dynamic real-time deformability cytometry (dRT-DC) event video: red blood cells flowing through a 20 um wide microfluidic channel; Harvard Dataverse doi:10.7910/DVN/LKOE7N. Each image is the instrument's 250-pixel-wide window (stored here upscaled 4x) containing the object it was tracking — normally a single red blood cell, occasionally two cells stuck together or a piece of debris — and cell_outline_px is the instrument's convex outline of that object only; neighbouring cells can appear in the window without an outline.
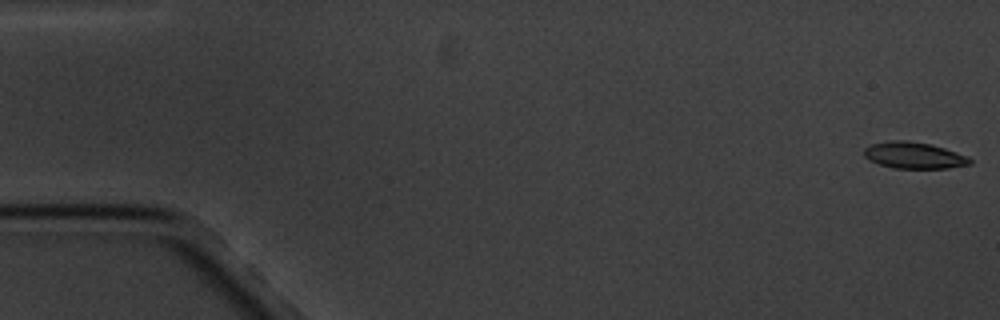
{"species": "common noctule bat (a hibernating species)", "species_latin": "Nyctalus noctula", "temperature_condition": "cold", "stored_images_in_passage": 7, "camera_frame_rate_fps": 3000, "um_per_image_px": 0.085, "animal": {"sex": "male", "body_mass_g": 20.1, "forearm_length_mm": 53.5}, "frame": {"image": 1, "passage_image": 1, "time_ms": 0.0, "image_size_px": [1000, 320], "cell_outline_px": [[972, 164], [948, 168], [892, 168], [868, 160], [864, 156], [864, 148], [872, 144], [892, 140], [904, 140], [932, 144], [968, 156], [972, 160]], "centroid_in_image_um": [77.7, 13.21], "position_along_channel_um": 7.3, "area_um2": 16.36}}
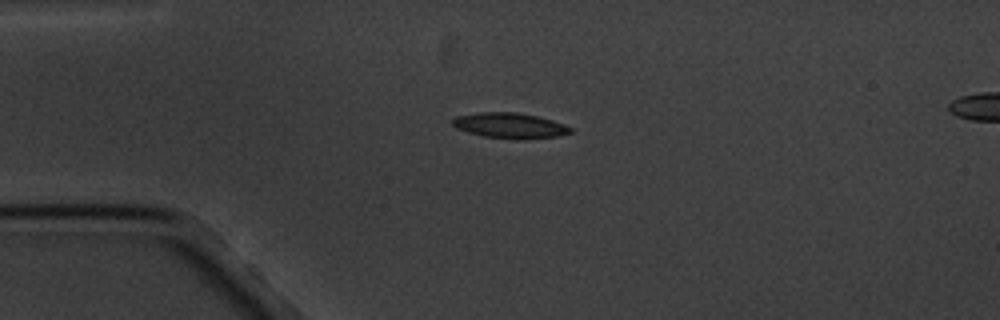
{"frame": {"image": 2, "passage_image": 5, "time_ms": 4.333, "image_size_px": [1000, 320], "cell_outline_px": [[572, 132], [556, 136], [524, 140], [516, 140], [484, 136], [468, 132], [456, 128], [452, 124], [452, 120], [456, 116], [480, 112], [516, 112], [536, 116], [552, 120], [564, 124], [572, 128]], "centroid_in_image_um": [43.34, 10.68], "position_along_channel_um": 41.7, "area_um2": 17.51}}
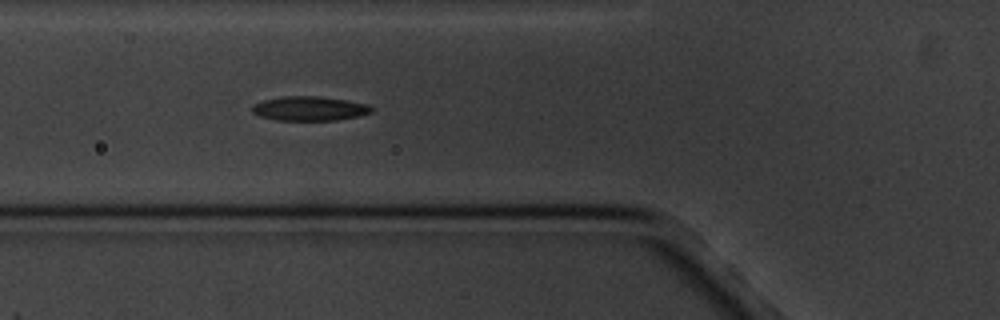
{"frame": {"image": 3, "passage_image": 7, "time_ms": 6.667, "image_size_px": [1000, 320], "cell_outline_px": [[372, 112], [356, 116], [336, 120], [276, 120], [260, 116], [252, 112], [252, 104], [264, 100], [280, 96], [320, 96], [368, 104], [372, 108]], "centroid_in_image_um": [26.26, 9.22], "position_along_channel_um": 99.5, "area_um2": 16.82}}